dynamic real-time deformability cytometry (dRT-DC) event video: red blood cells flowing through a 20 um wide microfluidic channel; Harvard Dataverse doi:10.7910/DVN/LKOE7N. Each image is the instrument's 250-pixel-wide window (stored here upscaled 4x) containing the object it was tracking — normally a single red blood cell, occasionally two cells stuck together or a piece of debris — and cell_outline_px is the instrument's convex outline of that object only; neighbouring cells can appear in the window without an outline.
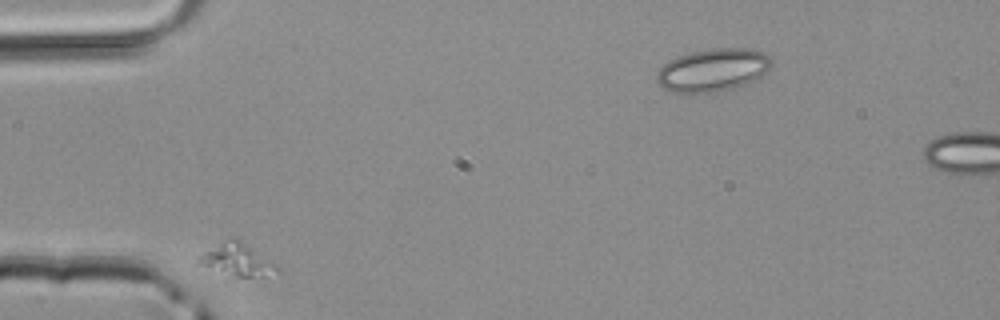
{"species": "common noctule bat (a hibernating species)", "species_latin": "Nyctalus noctula", "temperature_condition": "room temperature", "stored_images_in_passage": 4, "segment_of_instrument_passage": [2, 2], "camera_frame_rate_fps": 3000, "um_per_image_px": 0.085, "animal": {"sex": "male", "body_mass_g": 20.4}, "frame": {"image": 1, "passage_image": 2, "time_ms": 0.333, "image_size_px": [1000, 320], "cell_outline_px": [[280, 272], [264, 276], [236, 276], [204, 264], [196, 260], [200, 256], [220, 244], [228, 240], [240, 240], [276, 264], [280, 268]], "centroid_in_image_um": [20.29, 22.1], "position_along_channel_um": 64.7, "area_um2": 13.47}}
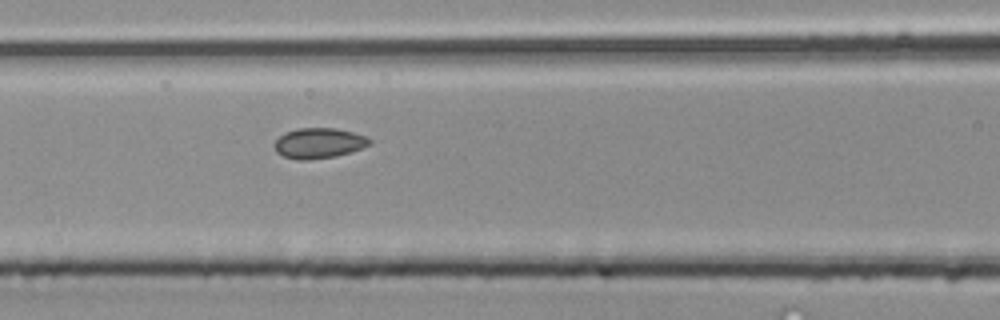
{"frame": {"image": 2, "passage_image": 4, "time_ms": 1.0, "image_size_px": [1000, 320], "cell_outline_px": [[372, 144], [336, 156], [308, 160], [296, 160], [284, 156], [276, 152], [276, 140], [284, 132], [296, 128], [336, 128], [352, 132], [364, 136], [372, 140]], "centroid_in_image_um": [27.09, 12.16], "position_along_channel_um": 139.5, "area_um2": 16.7}}